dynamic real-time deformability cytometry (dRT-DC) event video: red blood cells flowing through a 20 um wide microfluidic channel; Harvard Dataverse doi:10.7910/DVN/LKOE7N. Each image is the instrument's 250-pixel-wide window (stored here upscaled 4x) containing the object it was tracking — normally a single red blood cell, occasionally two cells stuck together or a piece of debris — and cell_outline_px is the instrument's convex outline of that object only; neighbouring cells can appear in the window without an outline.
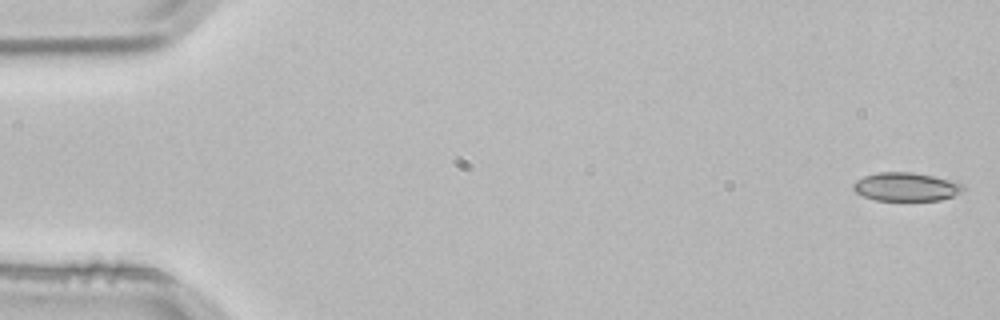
{"species": "common noctule bat (a hibernating species)", "species_latin": "Nyctalus noctula", "temperature_condition": "room temperature", "stored_images_in_passage": 4, "camera_frame_rate_fps": 3000, "um_per_image_px": 0.085, "animal": {"sex": "male", "body_mass_g": 21.5, "forearm_length_mm": 52.0}, "frame": {"image": 1, "passage_image": 1, "time_ms": 0.0, "image_size_px": [1000, 320], "cell_outline_px": [[964, 192], [940, 200], [876, 200], [864, 196], [856, 192], [852, 188], [852, 184], [856, 180], [864, 176], [880, 172], [912, 172], [932, 176], [964, 184]], "centroid_in_image_um": [77.01, 15.88], "position_along_channel_um": 8.0, "area_um2": 18.15}}
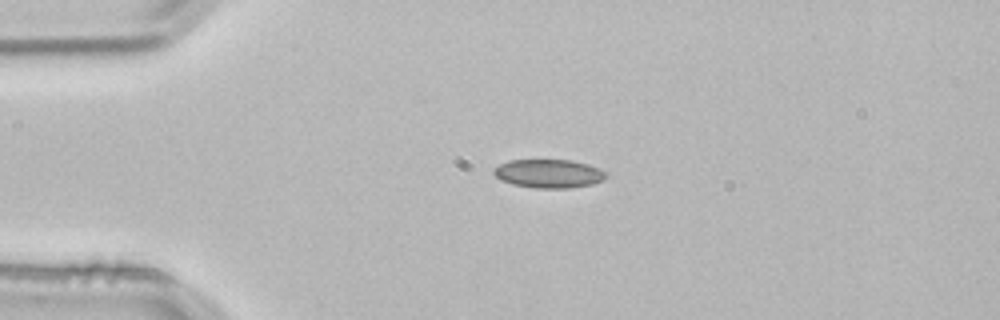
{"frame": {"image": 2, "passage_image": 3, "time_ms": 0.667, "image_size_px": [1000, 320], "cell_outline_px": [[608, 176], [604, 180], [592, 184], [568, 188], [536, 188], [512, 184], [500, 180], [492, 172], [500, 164], [508, 160], [572, 160], [600, 168]], "centroid_in_image_um": [46.65, 14.76], "position_along_channel_um": 38.3, "area_um2": 18.67}}
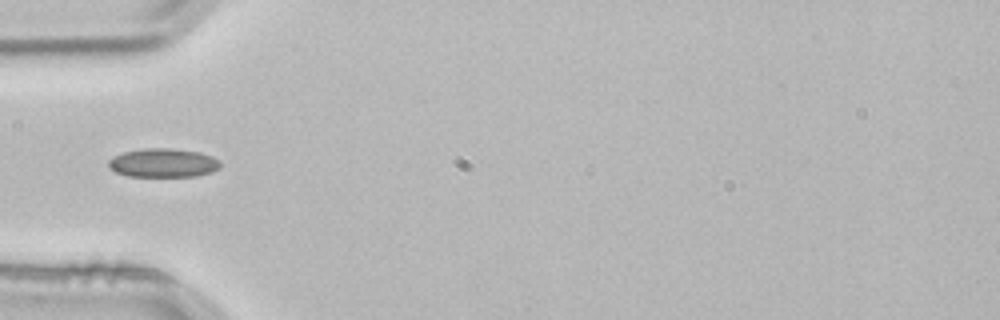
{"frame": {"image": 3, "passage_image": 4, "time_ms": 1.0, "image_size_px": [1000, 320], "cell_outline_px": [[220, 168], [212, 172], [196, 176], [128, 176], [116, 172], [108, 168], [108, 160], [112, 156], [124, 152], [144, 148], [172, 148], [200, 152], [212, 156], [220, 160]], "centroid_in_image_um": [13.87, 13.84], "position_along_channel_um": 71.1, "area_um2": 18.96}}